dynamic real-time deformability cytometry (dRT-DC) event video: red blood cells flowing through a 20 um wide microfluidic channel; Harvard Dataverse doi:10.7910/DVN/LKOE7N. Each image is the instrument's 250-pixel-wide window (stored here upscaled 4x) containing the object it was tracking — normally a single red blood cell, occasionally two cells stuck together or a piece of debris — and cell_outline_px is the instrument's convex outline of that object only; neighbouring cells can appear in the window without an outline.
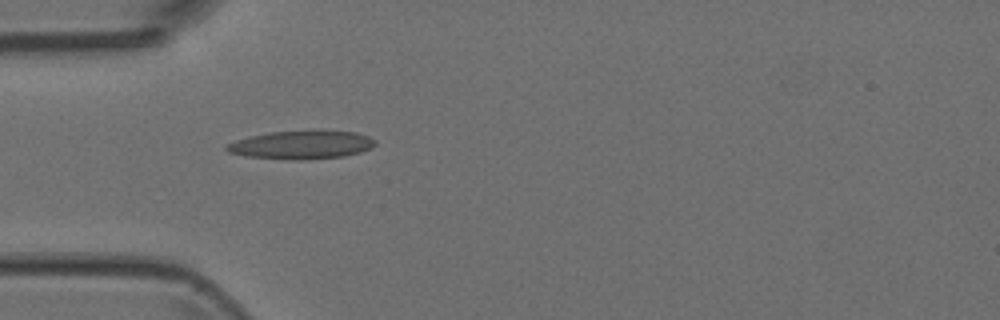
{"species": "Egyptian fruit bat (a non-hibernating species)", "species_latin": "Rousettus aegyptiacus", "temperature_condition": "room temperature", "stored_images_in_passage": 5, "camera_frame_rate_fps": 3000, "um_per_image_px": 0.085, "animal": {"sex": "female"}, "frame": {"image": 1, "passage_image": 5, "time_ms": 1.333, "image_size_px": [1000, 320], "cell_outline_px": [[376, 144], [360, 152], [344, 156], [300, 160], [292, 160], [244, 156], [228, 152], [224, 148], [228, 144], [236, 140], [268, 132], [356, 132], [368, 136], [376, 140]], "centroid_in_image_um": [25.59, 12.34], "position_along_channel_um": 59.4, "area_um2": 23.93}}